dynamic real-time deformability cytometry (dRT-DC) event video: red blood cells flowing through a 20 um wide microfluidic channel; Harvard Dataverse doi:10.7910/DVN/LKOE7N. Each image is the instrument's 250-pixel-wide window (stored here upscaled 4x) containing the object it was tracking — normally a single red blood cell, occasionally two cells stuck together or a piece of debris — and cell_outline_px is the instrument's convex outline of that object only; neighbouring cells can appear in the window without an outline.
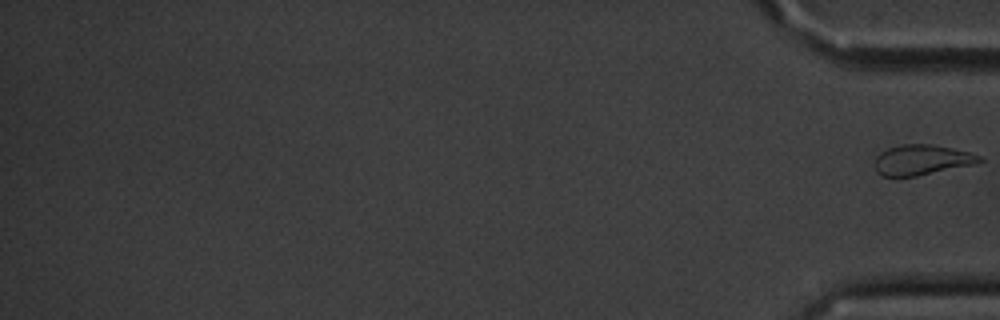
{"species": "common noctule bat (a hibernating species)", "species_latin": "Nyctalus noctula", "temperature_condition": "cold", "stored_images_in_passage": 14, "segment_of_instrument_passage": [2, 2], "camera_frame_rate_fps": 3000, "um_per_image_px": 0.085, "animal": {"sex": "male", "body_mass_g": 20.1, "forearm_length_mm": 53.5}, "frame": {"image": 1, "passage_image": 14, "time_ms": 16.0, "image_size_px": [1000, 320], "cell_outline_px": [[984, 160], [976, 164], [916, 176], [880, 176], [876, 172], [876, 156], [880, 152], [888, 148], [900, 144], [932, 144], [972, 152], [984, 156]], "centroid_in_image_um": [78.4, 13.58], "position_along_channel_um": 356.8, "area_um2": 18.67}}